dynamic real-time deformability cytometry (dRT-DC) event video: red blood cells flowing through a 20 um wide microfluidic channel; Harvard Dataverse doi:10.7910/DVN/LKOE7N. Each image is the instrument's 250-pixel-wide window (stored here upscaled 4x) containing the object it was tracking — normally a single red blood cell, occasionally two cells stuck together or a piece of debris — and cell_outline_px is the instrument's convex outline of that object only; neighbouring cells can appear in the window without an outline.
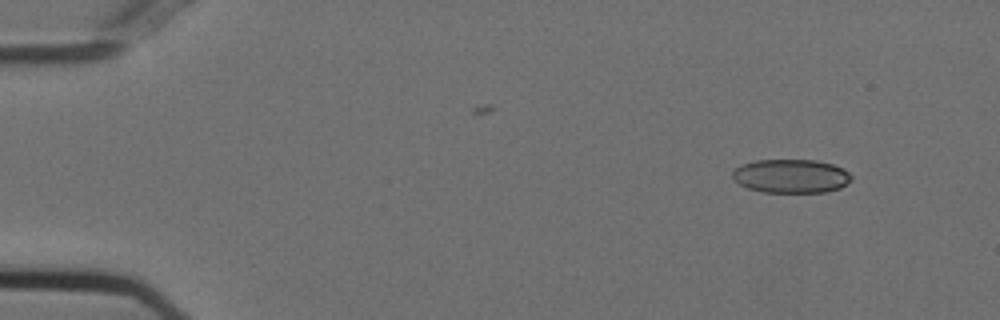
{"species": "Egyptian fruit bat (a non-hibernating species)", "species_latin": "Rousettus aegyptiacus", "temperature_condition": "cold", "stored_images_in_passage": 50, "camera_frame_rate_fps": 3000, "um_per_image_px": 0.085, "animal": {"sex": "female"}, "frame": {"image": 1, "passage_image": 1, "time_ms": 0.0, "image_size_px": [1000, 320], "cell_outline_px": [[852, 180], [840, 188], [824, 192], [760, 192], [748, 188], [740, 184], [732, 176], [732, 172], [736, 168], [744, 164], [756, 160], [816, 160], [832, 164], [848, 172], [852, 176]], "centroid_in_image_um": [67.25, 14.97], "position_along_channel_um": 17.8, "area_um2": 23.24}}
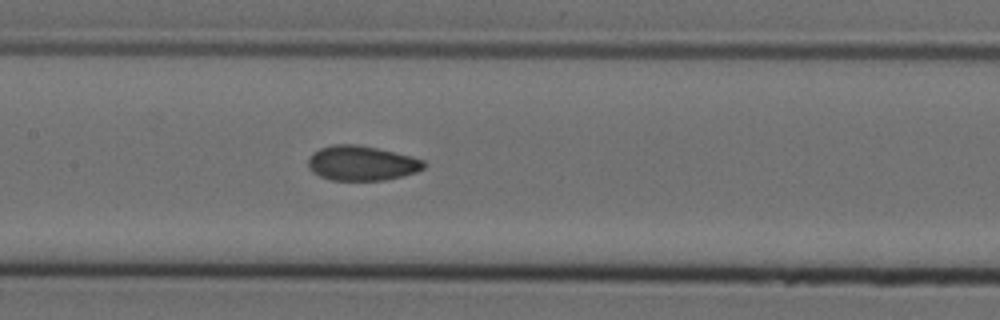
{"frame": {"image": 2, "passage_image": 22, "time_ms": 7.0, "image_size_px": [1000, 320], "cell_outline_px": [[424, 168], [416, 172], [384, 180], [332, 180], [320, 176], [312, 172], [308, 168], [308, 160], [312, 152], [320, 148], [332, 144], [356, 144], [376, 148], [424, 160]], "centroid_in_image_um": [30.68, 13.87], "position_along_channel_um": 176.7, "area_um2": 23.24}}
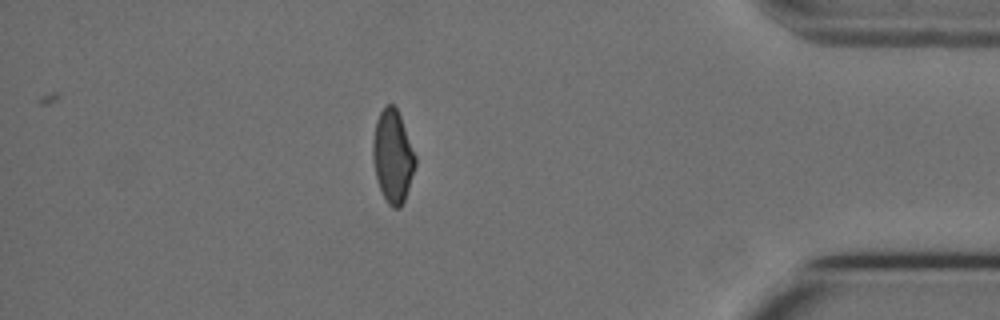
{"frame": {"image": 3, "passage_image": 43, "time_ms": 14.0, "image_size_px": [1000, 320], "cell_outline_px": [[416, 164], [404, 200], [400, 208], [392, 208], [388, 204], [380, 188], [376, 176], [372, 156], [372, 140], [376, 120], [380, 112], [388, 104], [392, 104], [396, 108], [400, 116], [416, 156]], "centroid_in_image_um": [33.37, 13.28], "position_along_channel_um": 401.8, "area_um2": 22.66}, "authors_computed_cell_mechanics": {"area_um2": 23.4957, "velocity_mm_per_s": 3.7402, "shape_relaxation_time_tau1_ms": null, "shape_relaxation_time_tau2_ms": 1.9944, "deformation_change_tau1": null, "deformation_change_tau2": 0.0723}}